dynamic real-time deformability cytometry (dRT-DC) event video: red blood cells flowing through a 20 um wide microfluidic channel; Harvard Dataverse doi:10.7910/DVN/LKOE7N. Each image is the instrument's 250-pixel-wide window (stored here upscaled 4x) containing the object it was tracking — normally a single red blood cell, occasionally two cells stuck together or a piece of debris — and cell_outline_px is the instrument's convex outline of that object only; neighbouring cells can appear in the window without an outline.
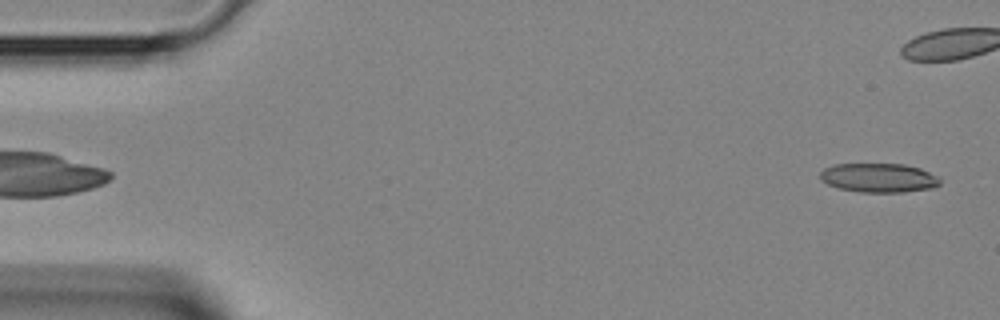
{"species": "Egyptian fruit bat (a non-hibernating species)", "species_latin": "Rousettus aegyptiacus", "temperature_condition": "room temperature", "stored_images_in_passage": 3, "camera_frame_rate_fps": 3000, "um_per_image_px": 0.085, "animal": {"sex": "female"}, "frame": {"image": 1, "passage_image": 3, "time_ms": 0.667, "image_size_px": [1000, 320], "cell_outline_px": [[940, 184], [932, 188], [904, 192], [860, 192], [840, 188], [828, 184], [820, 180], [820, 172], [824, 168], [832, 164], [904, 164], [920, 168], [940, 176]], "centroid_in_image_um": [74.71, 15.11], "position_along_channel_um": 10.3, "area_um2": 20.46}}